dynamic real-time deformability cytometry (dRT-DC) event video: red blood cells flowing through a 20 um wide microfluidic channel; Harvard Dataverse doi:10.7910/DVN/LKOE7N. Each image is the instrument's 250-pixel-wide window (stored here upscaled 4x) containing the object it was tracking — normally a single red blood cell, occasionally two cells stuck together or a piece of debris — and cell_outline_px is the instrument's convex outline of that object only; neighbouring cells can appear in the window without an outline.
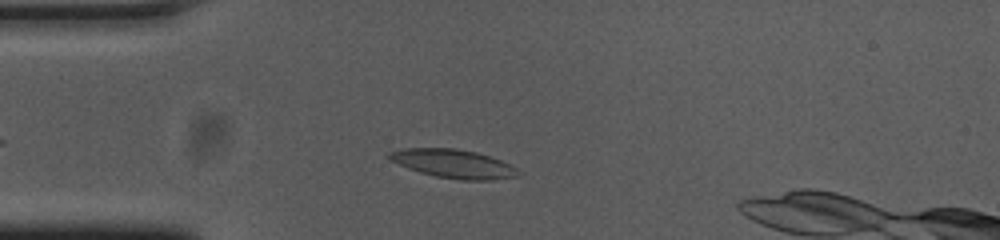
{"species": "common noctule bat (a hibernating species)", "species_latin": "Nyctalus noctula", "temperature_condition": "cold", "stored_images_in_passage": 41, "camera_frame_rate_fps": 3000, "um_per_image_px": 0.085, "animal": {"sex": "female", "body_mass_g": 23.0, "forearm_length_mm": 53.4}, "frame": {"image": 1, "passage_image": 4, "time_ms": 1.0, "image_size_px": [1000, 240], "cell_outline_px": [[516, 176], [492, 180], [460, 180], [436, 176], [420, 172], [408, 168], [388, 160], [388, 152], [404, 148], [456, 148], [476, 152], [500, 160], [516, 168]], "centroid_in_image_um": [38.47, 13.91], "position_along_channel_um": 46.5, "area_um2": 21.27}}
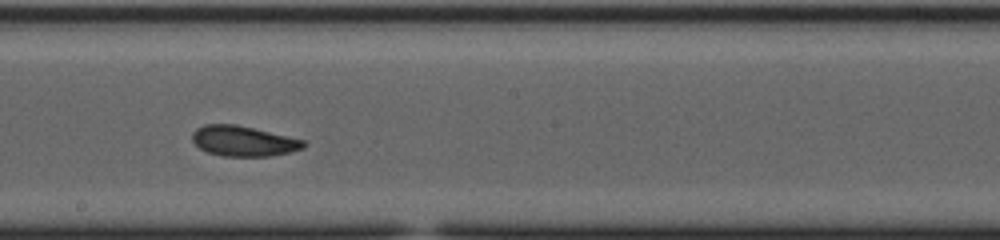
{"frame": {"image": 2, "passage_image": 20, "time_ms": 6.333, "image_size_px": [1000, 240], "cell_outline_px": [[308, 144], [304, 148], [292, 152], [268, 156], [224, 156], [208, 152], [200, 148], [192, 140], [192, 132], [196, 128], [204, 124], [236, 124], [304, 140]], "centroid_in_image_um": [20.7, 11.99], "position_along_channel_um": 227.5, "area_um2": 19.65}}
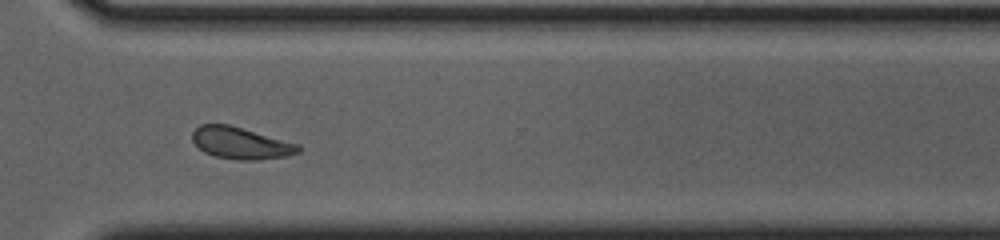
{"frame": {"image": 3, "passage_image": 30, "time_ms": 9.667, "image_size_px": [1000, 240], "cell_outline_px": [[304, 148], [300, 152], [288, 156], [256, 160], [236, 160], [216, 156], [204, 152], [192, 140], [192, 132], [200, 124], [228, 124], [300, 144]], "centroid_in_image_um": [20.51, 12.17], "position_along_channel_um": 350.1, "area_um2": 19.77}, "authors_computed_cell_mechanics": {"area_um2": 20.1722, "velocity_mm_per_s": 3.6764, "shape_relaxation_time_tau1_ms": 2.8203, "shape_relaxation_time_tau2_ms": 4.0281, "deformation_change_tau1": 0.0824, "deformation_change_tau2": 0.0927}}